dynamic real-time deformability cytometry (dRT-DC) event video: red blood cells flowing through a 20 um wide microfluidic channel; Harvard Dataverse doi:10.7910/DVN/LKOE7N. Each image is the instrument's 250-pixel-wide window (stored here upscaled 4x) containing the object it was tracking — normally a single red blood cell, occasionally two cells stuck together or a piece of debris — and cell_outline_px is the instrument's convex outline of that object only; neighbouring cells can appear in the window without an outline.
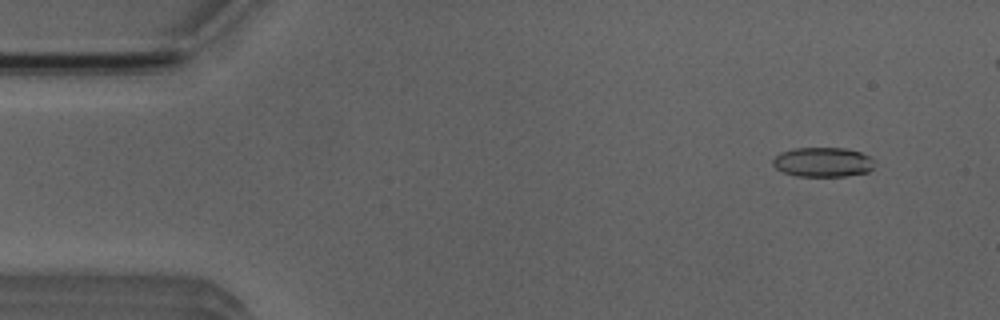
{"species": "Egyptian fruit bat (a non-hibernating species)", "species_latin": "Rousettus aegyptiacus", "temperature_condition": "room temperature", "stored_images_in_passage": 5, "camera_frame_rate_fps": 3000, "um_per_image_px": 0.085, "animal": {"sex": "male"}, "frame": {"image": 1, "passage_image": 2, "time_ms": 1.333, "image_size_px": [1000, 320], "cell_outline_px": [[872, 168], [868, 172], [844, 176], [796, 176], [784, 172], [776, 168], [772, 164], [772, 160], [780, 152], [796, 148], [848, 148], [860, 152], [868, 156], [872, 160]], "centroid_in_image_um": [69.91, 13.78], "position_along_channel_um": 15.1, "area_um2": 17.4}}